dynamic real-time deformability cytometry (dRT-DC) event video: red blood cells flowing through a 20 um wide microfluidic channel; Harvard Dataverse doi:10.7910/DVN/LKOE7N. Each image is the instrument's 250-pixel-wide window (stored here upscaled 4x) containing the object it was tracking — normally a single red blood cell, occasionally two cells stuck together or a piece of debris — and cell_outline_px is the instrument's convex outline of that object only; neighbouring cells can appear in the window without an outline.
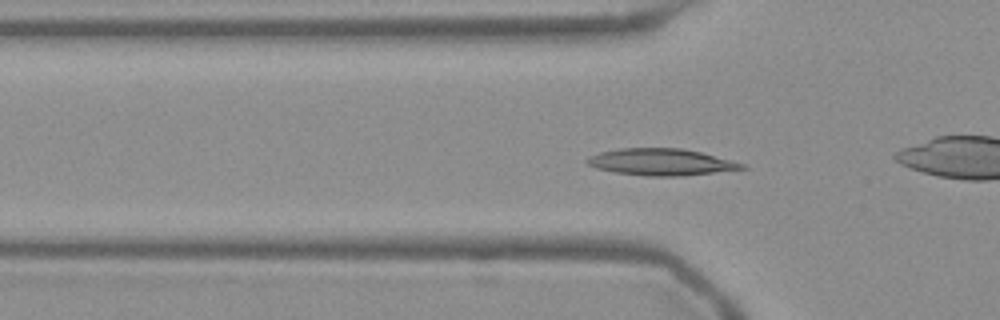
{"species": "Egyptian fruit bat (a non-hibernating species)", "species_latin": "Rousettus aegyptiacus", "temperature_condition": "warm", "stored_images_in_passage": 49, "camera_frame_rate_fps": 3000, "um_per_image_px": 0.085, "frame": {"image": 1, "passage_image": 11, "time_ms": 3.333, "image_size_px": [1000, 320], "cell_outline_px": [[748, 168], [680, 176], [648, 176], [616, 172], [596, 168], [588, 164], [584, 160], [588, 156], [600, 152], [620, 148], [680, 148], [700, 152], [732, 160], [744, 164]], "centroid_in_image_um": [56.16, 13.77], "position_along_channel_um": 69.6, "area_um2": 23.93}}
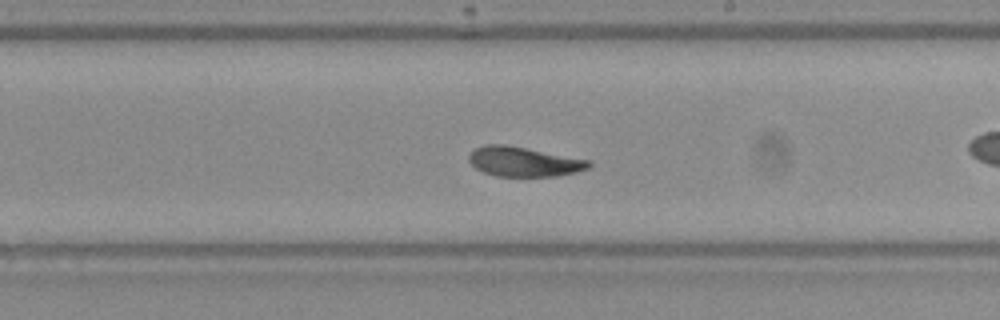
{"frame": {"image": 2, "passage_image": 25, "time_ms": 8.0, "image_size_px": [1000, 320], "cell_outline_px": [[592, 164], [588, 168], [576, 172], [556, 176], [496, 176], [484, 172], [476, 168], [468, 160], [468, 156], [476, 148], [484, 144], [504, 144], [592, 160]], "centroid_in_image_um": [44.54, 13.74], "position_along_channel_um": 244.5, "area_um2": 20.69}}
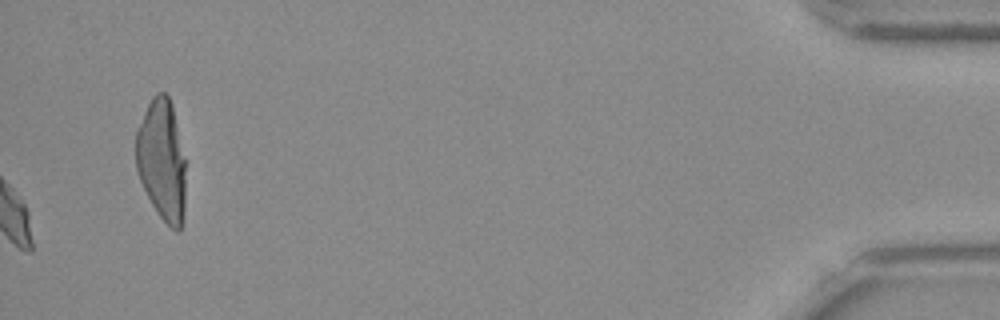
{"frame": {"image": 3, "passage_image": 49, "time_ms": 16.0, "image_size_px": [1000, 320], "cell_outline_px": [[184, 212], [180, 232], [176, 232], [160, 216], [152, 204], [140, 180], [136, 168], [136, 128], [152, 96], [156, 92], [164, 92], [168, 96], [172, 104], [184, 160]], "centroid_in_image_um": [13.73, 13.59], "position_along_channel_um": 421.5, "area_um2": 34.8}, "authors_computed_cell_mechanics": {"area_um2": 21.386, "velocity_mm_per_s": 3.7393, "shape_relaxation_time_tau1_ms": 3.0481, "shape_relaxation_time_tau2_ms": 1.8607, "deformation_change_tau1": 0.1488, "deformation_change_tau2": 0.0777}}